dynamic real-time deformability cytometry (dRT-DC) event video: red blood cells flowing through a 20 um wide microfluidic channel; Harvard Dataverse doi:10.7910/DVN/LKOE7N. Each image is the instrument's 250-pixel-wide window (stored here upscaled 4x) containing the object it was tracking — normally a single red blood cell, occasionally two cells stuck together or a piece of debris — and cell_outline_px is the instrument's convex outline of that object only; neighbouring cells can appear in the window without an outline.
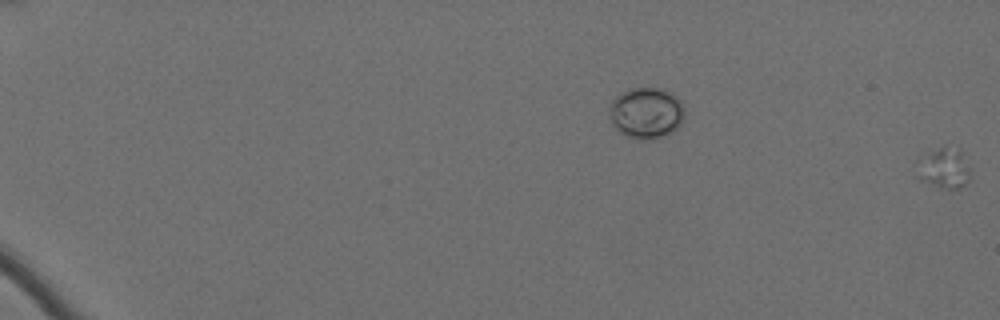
{"species": "Egyptian fruit bat (a non-hibernating species)", "species_latin": "Rousettus aegyptiacus", "temperature_condition": "cold", "stored_images_in_passage": 15, "segment_of_instrument_passage": [2, 2], "camera_frame_rate_fps": 3000, "um_per_image_px": 0.085, "animal": {"sex": "female"}, "frame": {"image": 1, "passage_image": 15, "time_ms": 4.667, "image_size_px": [1000, 320], "cell_outline_px": [[968, 180], [960, 188], [944, 188], [920, 180], [916, 176], [924, 160], [932, 152], [944, 144], [960, 148], [968, 168]], "centroid_in_image_um": [80.31, 14.28], "position_along_channel_um": 4.7, "area_um2": 11.85}}